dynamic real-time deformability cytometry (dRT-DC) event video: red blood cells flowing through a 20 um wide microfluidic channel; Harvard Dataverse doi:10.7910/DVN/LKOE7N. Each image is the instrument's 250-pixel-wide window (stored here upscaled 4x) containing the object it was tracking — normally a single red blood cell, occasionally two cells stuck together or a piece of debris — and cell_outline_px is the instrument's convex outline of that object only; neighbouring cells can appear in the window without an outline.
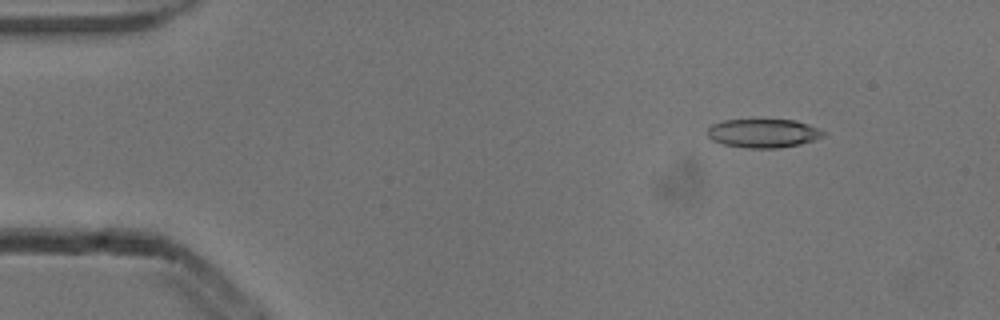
{"species": "common noctule bat (a hibernating species)", "species_latin": "Nyctalus noctula", "temperature_condition": "cold", "stored_images_in_passage": 5, "camera_frame_rate_fps": 3000, "um_per_image_px": 0.085, "animal": {"sex": "male", "body_mass_g": 13.3}, "frame": {"image": 1, "passage_image": 1, "time_ms": 0.0, "image_size_px": [1000, 320], "cell_outline_px": [[828, 132], [824, 136], [800, 144], [776, 148], [748, 148], [724, 144], [712, 140], [708, 136], [708, 128], [712, 124], [724, 120], [796, 120], [808, 124]], "centroid_in_image_um": [64.9, 11.32], "position_along_channel_um": 20.1, "area_um2": 19.31}}
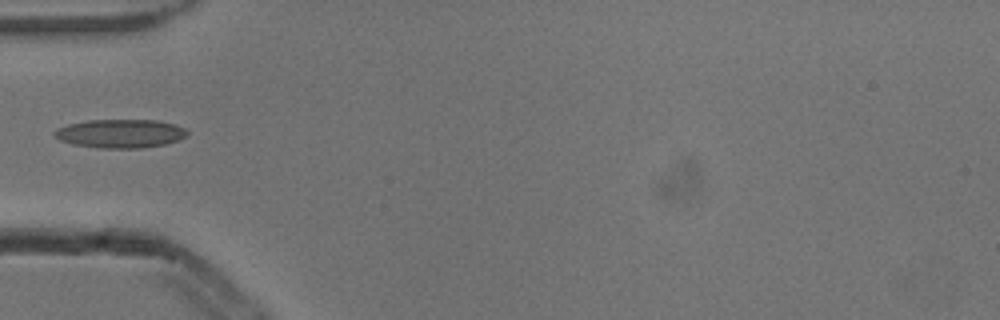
{"frame": {"image": 2, "passage_image": 4, "time_ms": 1.0, "image_size_px": [1000, 320], "cell_outline_px": [[188, 132], [184, 136], [176, 140], [164, 144], [140, 148], [100, 148], [72, 144], [60, 140], [52, 132], [56, 128], [68, 124], [88, 120], [156, 120], [176, 124], [184, 128]], "centroid_in_image_um": [10.19, 11.34], "position_along_channel_um": 74.8, "area_um2": 22.02}}
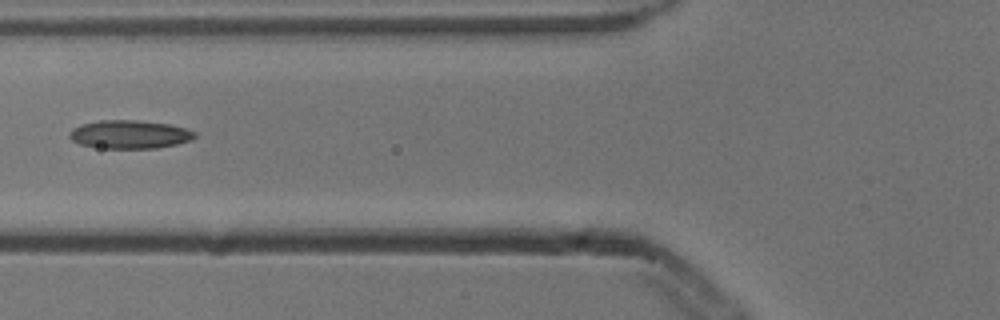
{"frame": {"image": 3, "passage_image": 5, "time_ms": 1.333, "image_size_px": [1000, 320], "cell_outline_px": [[196, 136], [192, 140], [176, 144], [156, 148], [100, 148], [80, 144], [72, 140], [68, 136], [68, 132], [72, 128], [80, 124], [100, 120], [140, 120], [168, 124], [184, 128], [196, 132]], "centroid_in_image_um": [10.99, 11.42], "position_along_channel_um": 114.8, "area_um2": 20.81}}